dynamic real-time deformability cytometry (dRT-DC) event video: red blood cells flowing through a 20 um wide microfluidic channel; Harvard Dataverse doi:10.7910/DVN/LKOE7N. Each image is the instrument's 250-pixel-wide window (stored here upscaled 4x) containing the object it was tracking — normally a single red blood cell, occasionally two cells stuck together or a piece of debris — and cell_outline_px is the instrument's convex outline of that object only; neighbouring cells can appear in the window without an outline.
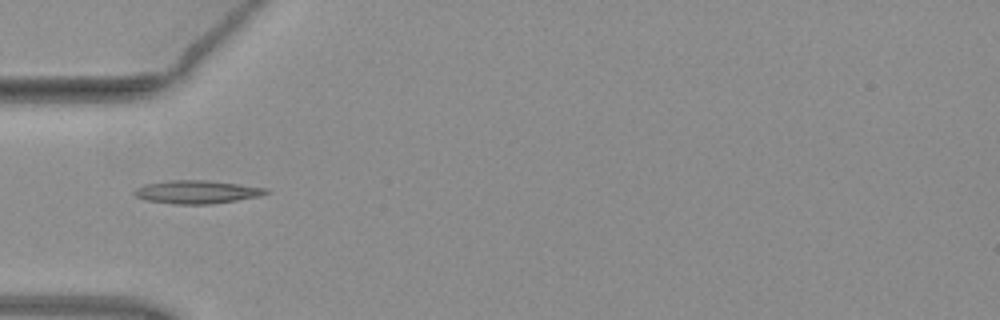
{"species": "common noctule bat (a hibernating species)", "species_latin": "Nyctalus noctula", "temperature_condition": "warm", "stored_images_in_passage": 6, "camera_frame_rate_fps": 3000, "um_per_image_px": 0.085, "animal": {"sex": "female", "body_mass_g": 19.3, "forearm_length_mm": 54.1}, "frame": {"image": 1, "passage_image": 5, "time_ms": 1.333, "image_size_px": [1000, 320], "cell_outline_px": [[268, 192], [260, 196], [212, 204], [176, 204], [144, 200], [136, 196], [132, 192], [136, 188], [144, 184], [168, 180], [208, 180], [268, 188]], "centroid_in_image_um": [16.7, 16.31], "position_along_channel_um": 68.3, "area_um2": 17.8}}
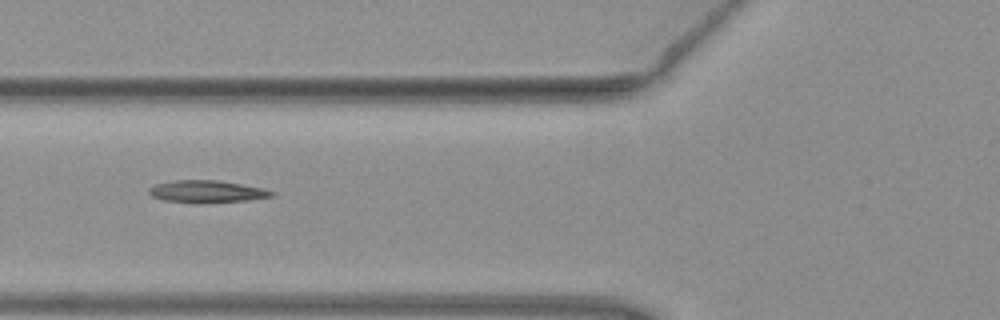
{"frame": {"image": 2, "passage_image": 6, "time_ms": 1.667, "image_size_px": [1000, 320], "cell_outline_px": [[276, 192], [272, 196], [248, 200], [164, 200], [152, 196], [148, 192], [148, 188], [156, 184], [172, 180], [216, 180], [264, 188]], "centroid_in_image_um": [17.58, 16.22], "position_along_channel_um": 108.2, "area_um2": 14.8}}